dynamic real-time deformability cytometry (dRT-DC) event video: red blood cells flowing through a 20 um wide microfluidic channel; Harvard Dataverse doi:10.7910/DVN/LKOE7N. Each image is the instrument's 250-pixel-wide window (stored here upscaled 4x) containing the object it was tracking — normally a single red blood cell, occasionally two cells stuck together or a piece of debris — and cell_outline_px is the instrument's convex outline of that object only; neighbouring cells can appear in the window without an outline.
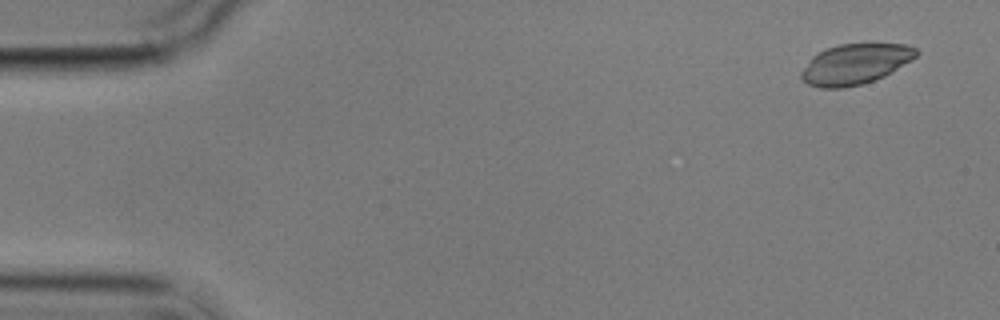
{"species": "common noctule bat (a hibernating species)", "species_latin": "Nyctalus noctula", "temperature_condition": "cold", "stored_images_in_passage": 4, "camera_frame_rate_fps": 3000, "um_per_image_px": 0.085, "animal": {"sex": "male", "body_mass_g": 17.9}, "frame": {"image": 1, "passage_image": 1, "time_ms": 0.0, "image_size_px": [1000, 320], "cell_outline_px": [[920, 52], [912, 60], [884, 76], [864, 84], [844, 88], [820, 88], [808, 84], [800, 76], [800, 72], [812, 56], [816, 52], [824, 48], [840, 44], [904, 44], [916, 48]], "centroid_in_image_um": [72.67, 5.45], "position_along_channel_um": 12.3, "area_um2": 27.22}}
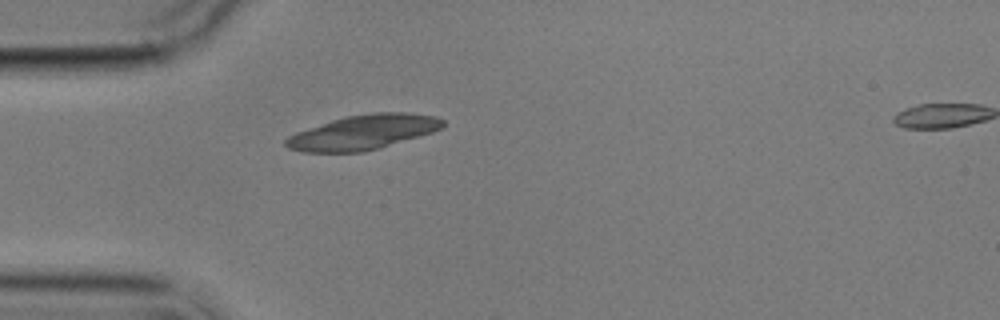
{"frame": {"image": 2, "passage_image": 3, "time_ms": 4.333, "image_size_px": [1000, 320], "cell_outline_px": [[444, 128], [420, 136], [380, 148], [364, 152], [304, 152], [288, 148], [284, 144], [284, 140], [288, 136], [296, 132], [344, 116], [372, 112], [404, 112], [436, 116], [444, 120]], "centroid_in_image_um": [30.88, 11.24], "position_along_channel_um": 54.1, "area_um2": 31.85}}